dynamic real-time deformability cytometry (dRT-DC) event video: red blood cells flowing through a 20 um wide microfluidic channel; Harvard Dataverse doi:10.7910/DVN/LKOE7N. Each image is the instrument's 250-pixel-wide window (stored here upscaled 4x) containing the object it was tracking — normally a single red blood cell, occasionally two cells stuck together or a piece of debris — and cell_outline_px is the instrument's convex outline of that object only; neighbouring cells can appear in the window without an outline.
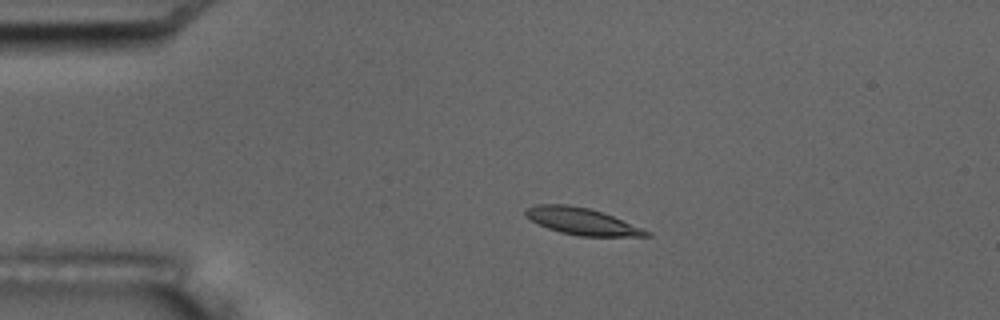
{"species": "common noctule bat (a hibernating species)", "species_latin": "Nyctalus noctula", "temperature_condition": "room temperature", "stored_images_in_passage": 16, "camera_frame_rate_fps": 3000, "um_per_image_px": 0.085, "animal": {"sex": "male", "body_mass_g": 17.5, "forearm_length_mm": 52.3}, "frame": {"image": 1, "passage_image": 3, "time_ms": 2.333, "image_size_px": [1000, 320], "cell_outline_px": [[652, 236], [580, 236], [560, 232], [548, 228], [524, 216], [524, 212], [528, 208], [536, 204], [568, 204], [588, 208], [612, 216], [652, 232]], "centroid_in_image_um": [49.45, 18.81], "position_along_channel_um": 35.5, "area_um2": 18.61}, "authors_computed_cell_mechanics": {"area_um2": 18.5827, "velocity_mm_per_s": 3.484, "shape_relaxation_time_tau1_ms": 2.5967, "shape_relaxation_time_tau2_ms": 7.2746, "deformation_change_tau1": 0.1003, "deformation_change_tau2": 0.1208}}